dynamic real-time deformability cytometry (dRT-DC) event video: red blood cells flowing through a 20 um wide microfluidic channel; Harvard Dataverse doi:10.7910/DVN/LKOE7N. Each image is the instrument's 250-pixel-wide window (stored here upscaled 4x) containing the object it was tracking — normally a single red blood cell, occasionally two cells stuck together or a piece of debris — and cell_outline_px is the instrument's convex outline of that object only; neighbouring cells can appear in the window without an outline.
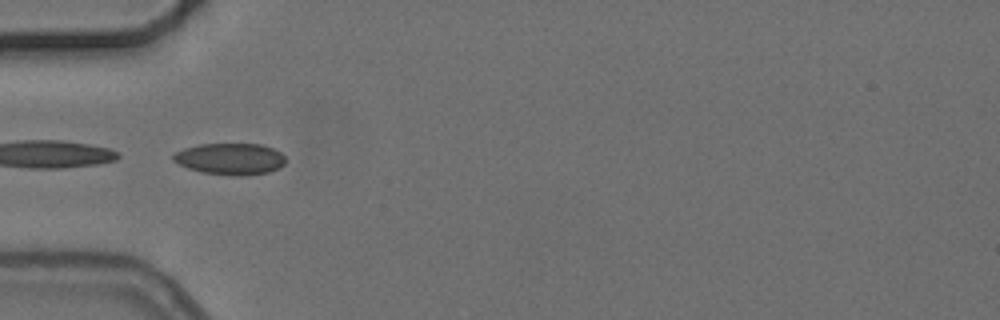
{"species": "common noctule bat (a hibernating species)", "species_latin": "Nyctalus noctula", "temperature_condition": "cold", "stored_images_in_passage": 8, "camera_frame_rate_fps": 3000, "um_per_image_px": 0.085, "animal": {"sex": "female", "body_mass_g": 24.6, "forearm_length_mm": 56.2}, "frame": {"image": 1, "passage_image": 6, "time_ms": 6.0, "image_size_px": [1000, 320], "cell_outline_px": [[284, 164], [280, 168], [268, 172], [244, 176], [232, 176], [200, 172], [188, 168], [172, 160], [172, 156], [176, 152], [184, 148], [200, 144], [260, 144], [272, 148], [280, 152], [284, 156]], "centroid_in_image_um": [19.56, 13.51], "position_along_channel_um": 65.4, "area_um2": 20.69}}
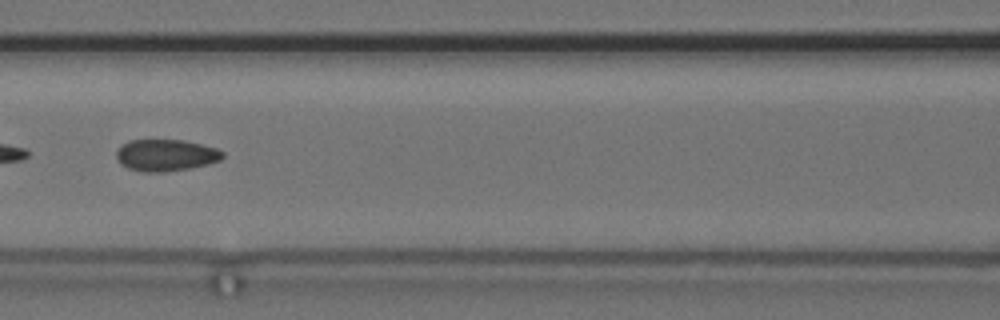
{"frame": {"image": 2, "passage_image": 8, "time_ms": 8.333, "image_size_px": [1000, 320], "cell_outline_px": [[224, 156], [220, 160], [188, 168], [164, 172], [144, 172], [128, 168], [120, 164], [116, 156], [116, 152], [128, 140], [184, 140], [216, 148], [224, 152]], "centroid_in_image_um": [14.08, 13.19], "position_along_channel_um": 152.5, "area_um2": 19.42}}